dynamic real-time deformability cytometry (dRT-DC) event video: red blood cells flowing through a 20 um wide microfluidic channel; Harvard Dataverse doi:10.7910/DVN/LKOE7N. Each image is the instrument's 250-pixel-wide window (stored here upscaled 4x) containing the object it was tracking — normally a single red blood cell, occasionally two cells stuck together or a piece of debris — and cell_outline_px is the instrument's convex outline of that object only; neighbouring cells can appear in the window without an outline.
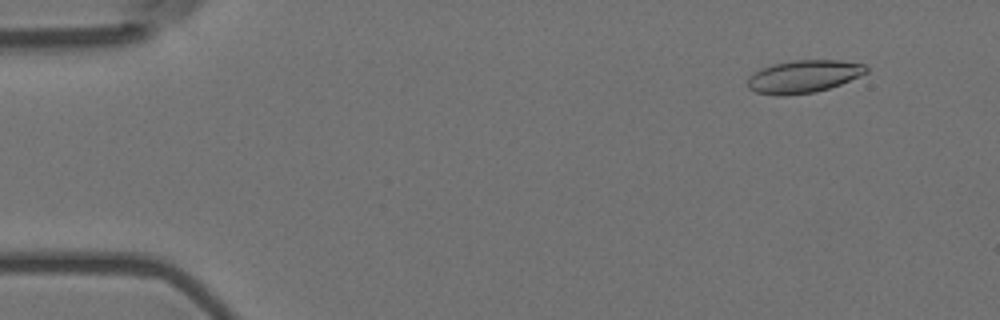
{"species": "Egyptian fruit bat (a non-hibernating species)", "species_latin": "Rousettus aegyptiacus", "temperature_condition": "room temperature", "stored_images_in_passage": 55, "camera_frame_rate_fps": 3000, "um_per_image_px": 0.085, "animal": {"sex": "female"}, "frame": {"image": 1, "passage_image": 4, "time_ms": 1.0, "image_size_px": [1000, 320], "cell_outline_px": [[868, 72], [840, 84], [816, 92], [784, 96], [776, 96], [756, 92], [748, 88], [748, 76], [760, 68], [772, 64], [792, 60], [840, 60], [864, 64], [868, 68]], "centroid_in_image_um": [68.27, 6.5], "position_along_channel_um": 16.7, "area_um2": 22.72}}
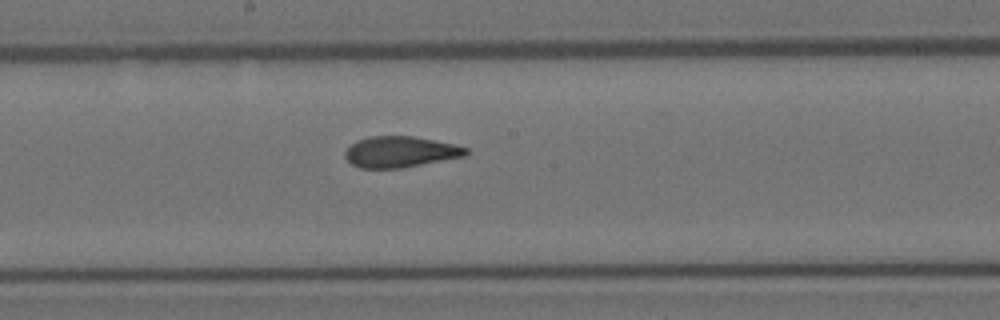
{"frame": {"image": 2, "passage_image": 29, "time_ms": 9.333, "image_size_px": [1000, 320], "cell_outline_px": [[468, 152], [464, 156], [404, 168], [360, 168], [352, 164], [344, 156], [344, 152], [356, 140], [368, 136], [412, 136], [452, 144], [468, 148]], "centroid_in_image_um": [33.99, 12.91], "position_along_channel_um": 214.2, "area_um2": 21.73}}
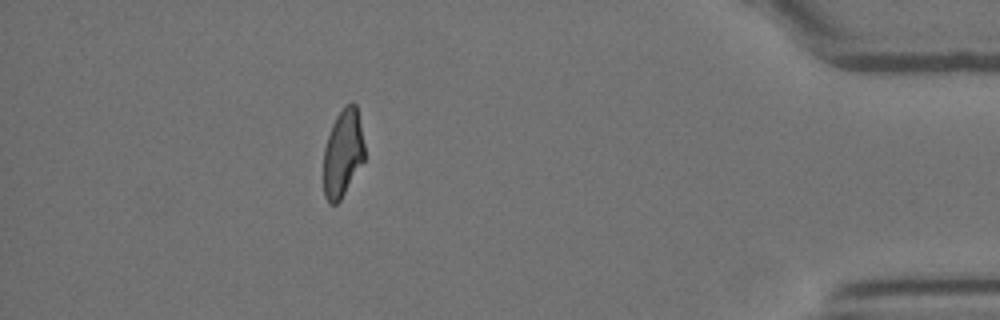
{"frame": {"image": 3, "passage_image": 49, "time_ms": 16.0, "image_size_px": [1000, 320], "cell_outline_px": [[364, 160], [340, 200], [336, 204], [328, 204], [324, 196], [324, 148], [332, 124], [336, 116], [344, 104], [352, 100], [356, 104], [364, 144]], "centroid_in_image_um": [29.13, 12.99], "position_along_channel_um": 406.1, "area_um2": 20.92}, "authors_computed_cell_mechanics": {"area_um2": 22.1952, "velocity_mm_per_s": 3.6184, "shape_relaxation_time_tau1_ms": null, "shape_relaxation_time_tau2_ms": 1.8122, "deformation_change_tau1": null, "deformation_change_tau2": 0.0815}}